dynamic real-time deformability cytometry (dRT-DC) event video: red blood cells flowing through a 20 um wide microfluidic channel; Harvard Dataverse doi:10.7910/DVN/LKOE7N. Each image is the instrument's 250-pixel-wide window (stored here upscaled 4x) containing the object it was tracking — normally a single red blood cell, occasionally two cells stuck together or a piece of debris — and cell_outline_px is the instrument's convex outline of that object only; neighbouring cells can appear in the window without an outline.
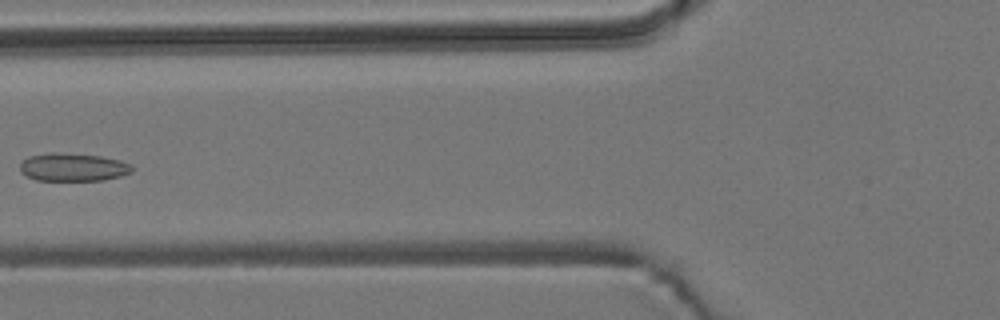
{"species": "common noctule bat (a hibernating species)", "species_latin": "Nyctalus noctula", "temperature_condition": "room temperature", "stored_images_in_passage": 6, "camera_frame_rate_fps": 3000, "um_per_image_px": 0.085, "animal": {"sex": "male", "body_mass_g": 19.2, "forearm_length_mm": 51.8}, "frame": {"image": 1, "passage_image": 5, "time_ms": 1.333, "image_size_px": [1000, 320], "cell_outline_px": [[132, 172], [120, 176], [104, 180], [36, 180], [20, 172], [20, 164], [28, 156], [52, 152], [56, 152], [100, 156], [120, 160], [132, 164]], "centroid_in_image_um": [6.21, 14.2], "position_along_channel_um": 119.6, "area_um2": 18.26}}
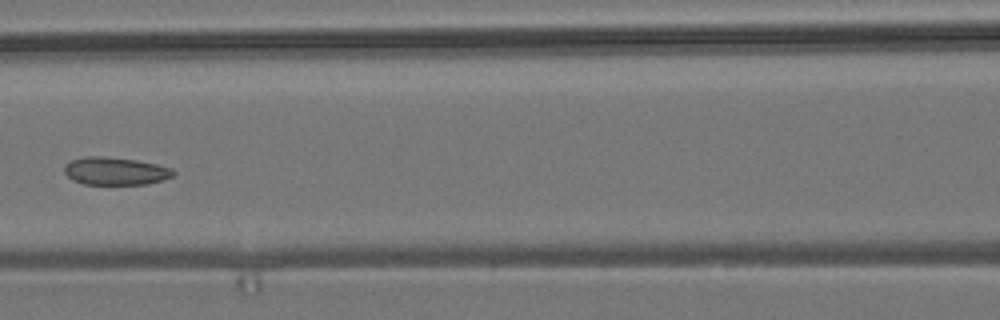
{"frame": {"image": 2, "passage_image": 6, "time_ms": 1.667, "image_size_px": [1000, 320], "cell_outline_px": [[176, 172], [172, 176], [148, 184], [84, 184], [72, 180], [64, 172], [64, 164], [72, 160], [84, 156], [104, 156], [136, 160], [156, 164], [172, 168]], "centroid_in_image_um": [9.78, 14.53], "position_along_channel_um": 156.8, "area_um2": 17.63}}